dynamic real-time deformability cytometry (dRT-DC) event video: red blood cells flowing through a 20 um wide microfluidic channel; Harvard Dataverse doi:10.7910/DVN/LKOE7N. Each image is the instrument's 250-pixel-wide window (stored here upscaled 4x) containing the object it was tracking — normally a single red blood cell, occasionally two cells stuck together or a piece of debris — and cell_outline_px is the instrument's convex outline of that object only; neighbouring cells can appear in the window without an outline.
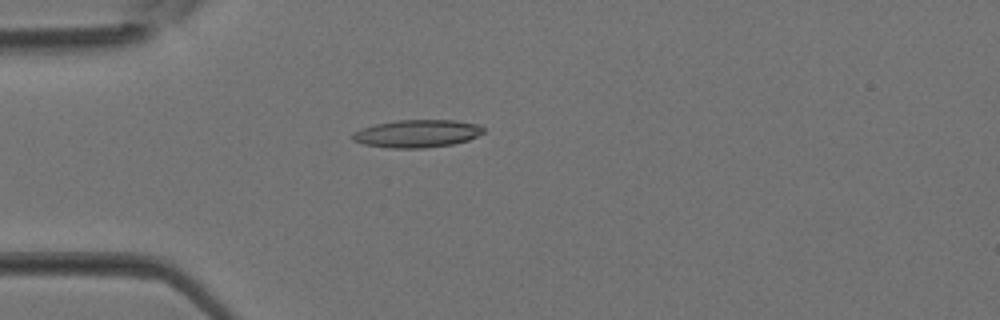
{"species": "Egyptian fruit bat (a non-hibernating species)", "species_latin": "Rousettus aegyptiacus", "temperature_condition": "room temperature", "stored_images_in_passage": 38, "camera_frame_rate_fps": 3000, "um_per_image_px": 0.085, "animal": {"sex": "female"}, "frame": {"image": 1, "passage_image": 11, "time_ms": 3.333, "image_size_px": [1000, 320], "cell_outline_px": [[484, 132], [468, 140], [452, 144], [424, 148], [392, 148], [364, 144], [352, 140], [352, 132], [376, 124], [396, 120], [456, 120], [480, 124], [484, 128]], "centroid_in_image_um": [35.47, 11.35], "position_along_channel_um": 49.5, "area_um2": 21.1}}
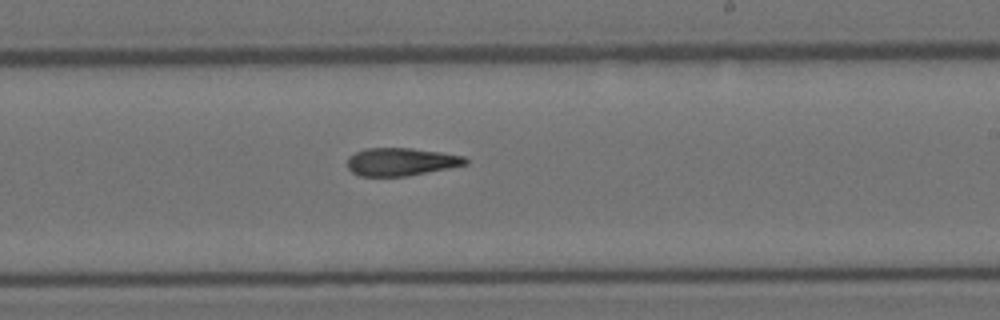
{"frame": {"image": 2, "passage_image": 23, "time_ms": 7.333, "image_size_px": [1000, 320], "cell_outline_px": [[468, 164], [408, 176], [360, 176], [352, 172], [348, 168], [348, 156], [364, 148], [412, 148], [440, 152], [464, 156], [468, 160]], "centroid_in_image_um": [34.08, 13.75], "position_along_channel_um": 254.9, "area_um2": 19.19}}
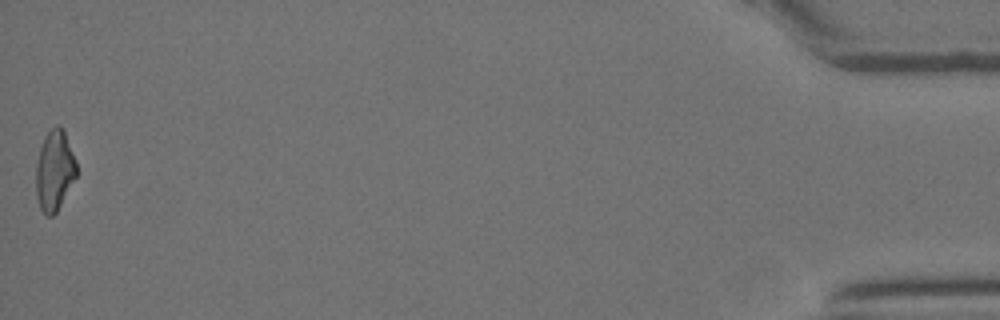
{"frame": {"image": 3, "passage_image": 38, "time_ms": 12.333, "image_size_px": [1000, 320], "cell_outline_px": [[76, 176], [56, 212], [52, 216], [48, 216], [40, 208], [36, 196], [36, 164], [40, 148], [44, 136], [56, 124], [60, 124], [64, 128], [76, 160]], "centroid_in_image_um": [4.63, 14.44], "position_along_channel_um": 430.6, "area_um2": 18.96}}